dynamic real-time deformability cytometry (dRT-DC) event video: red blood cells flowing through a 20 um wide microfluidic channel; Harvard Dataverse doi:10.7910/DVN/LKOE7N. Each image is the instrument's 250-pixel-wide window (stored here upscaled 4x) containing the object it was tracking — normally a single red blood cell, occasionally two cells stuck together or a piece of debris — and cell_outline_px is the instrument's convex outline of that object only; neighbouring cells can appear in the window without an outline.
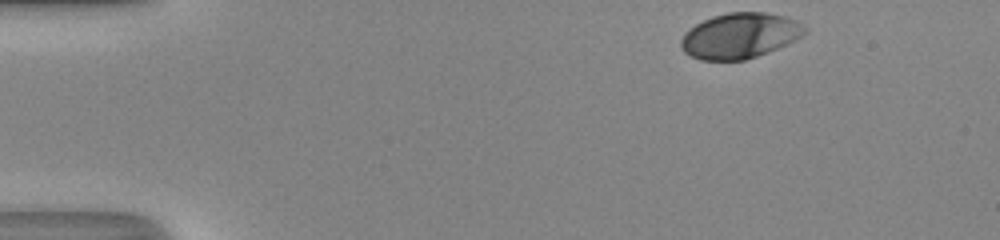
{"species": "human", "species_latin": "Homo sapiens", "temperature_condition": "room temperature", "stored_images_in_passage": 36, "camera_frame_rate_fps": 3000, "um_per_image_px": 0.085, "donor": {"sex": "male"}, "frame": {"image": 1, "passage_image": 1, "time_ms": 0.0, "image_size_px": [1000, 240], "cell_outline_px": [[808, 32], [796, 40], [768, 52], [744, 60], [700, 60], [684, 52], [680, 48], [680, 40], [684, 32], [688, 28], [712, 16], [728, 12], [764, 12], [784, 16], [796, 20], [804, 24], [808, 28]], "centroid_in_image_um": [62.9, 3.03], "position_along_channel_um": 22.1, "area_um2": 33.06}}
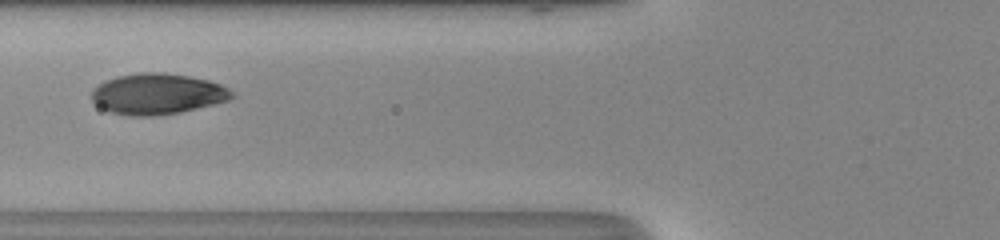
{"frame": {"image": 2, "passage_image": 15, "time_ms": 4.667, "image_size_px": [1000, 240], "cell_outline_px": [[236, 96], [228, 100], [180, 112], [156, 116], [128, 116], [108, 112], [100, 108], [92, 100], [92, 88], [104, 80], [116, 76], [140, 72], [160, 72], [188, 76], [208, 80], [220, 84], [228, 88]], "centroid_in_image_um": [13.33, 7.98], "position_along_channel_um": 112.5, "area_um2": 33.58}}
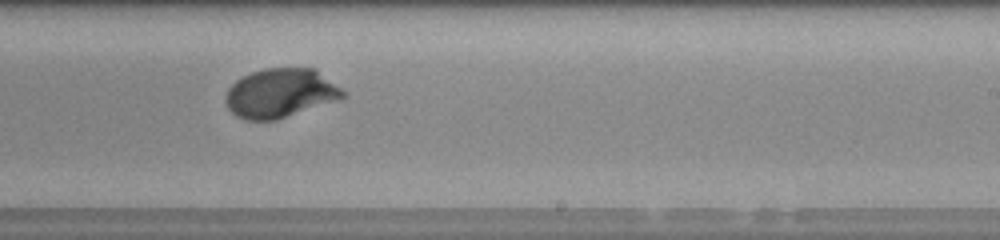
{"frame": {"image": 3, "passage_image": 26, "time_ms": 8.333, "image_size_px": [1000, 240], "cell_outline_px": [[348, 96], [276, 120], [244, 120], [236, 116], [228, 108], [224, 100], [224, 96], [228, 88], [236, 80], [252, 72], [264, 68], [312, 68], [348, 92]], "centroid_in_image_um": [23.81, 7.92], "position_along_channel_um": 265.2, "area_um2": 33.47}, "authors_computed_cell_mechanics": {"area_um2": 33.2061, "velocity_mm_per_s": 4.1782, "shape_relaxation_time_tau1_ms": 2.4942, "shape_relaxation_time_tau2_ms": null, "deformation_change_tau1": 0.1598, "deformation_change_tau2": null}}